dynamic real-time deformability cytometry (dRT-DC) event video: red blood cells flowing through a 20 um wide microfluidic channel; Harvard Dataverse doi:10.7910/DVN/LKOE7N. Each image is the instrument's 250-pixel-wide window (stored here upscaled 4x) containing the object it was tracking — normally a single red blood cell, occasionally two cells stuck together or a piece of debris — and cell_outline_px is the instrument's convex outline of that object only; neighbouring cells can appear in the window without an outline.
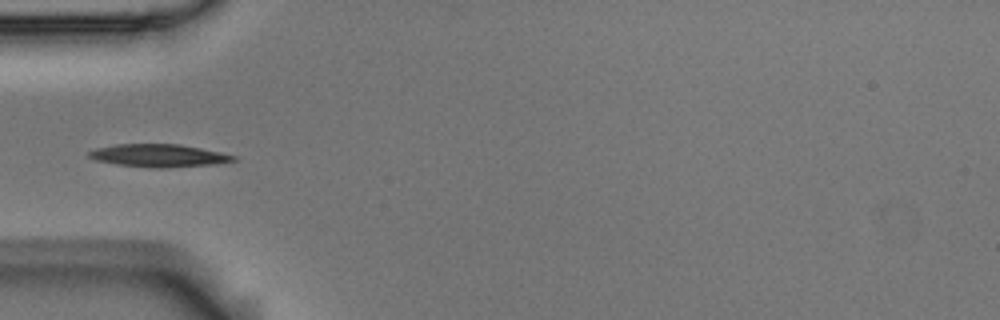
{"species": "Egyptian fruit bat (a non-hibernating species)", "species_latin": "Rousettus aegyptiacus", "temperature_condition": "room temperature", "stored_images_in_passage": 5, "segment_of_instrument_passage": [2, 2], "camera_frame_rate_fps": 3000, "um_per_image_px": 0.085, "animal": {"sex": "male"}, "frame": {"image": 1, "passage_image": 5, "time_ms": 1.333, "image_size_px": [1000, 320], "cell_outline_px": [[236, 160], [220, 164], [168, 168], [152, 168], [116, 164], [96, 160], [88, 156], [88, 152], [96, 148], [116, 144], [180, 144], [220, 152], [236, 156]], "centroid_in_image_um": [13.52, 13.23], "position_along_channel_um": 71.5, "area_um2": 19.31}}